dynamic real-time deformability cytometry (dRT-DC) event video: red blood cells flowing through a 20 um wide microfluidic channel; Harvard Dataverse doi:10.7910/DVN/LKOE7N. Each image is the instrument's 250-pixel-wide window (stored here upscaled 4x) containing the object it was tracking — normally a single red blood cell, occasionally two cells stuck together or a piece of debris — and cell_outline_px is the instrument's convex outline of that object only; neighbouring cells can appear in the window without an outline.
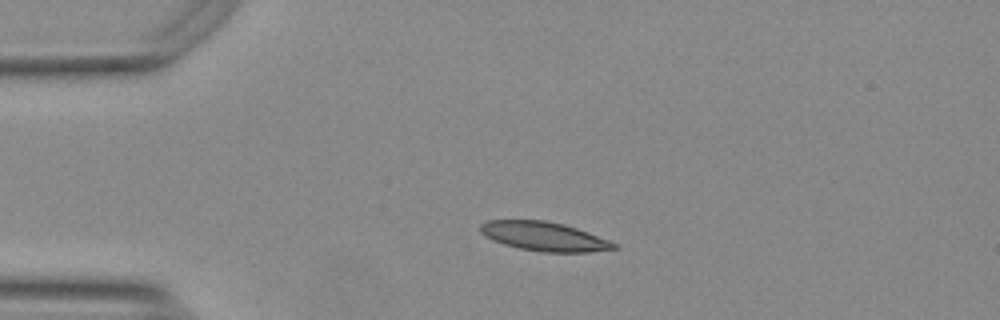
{"species": "Egyptian fruit bat (a non-hibernating species)", "species_latin": "Rousettus aegyptiacus", "temperature_condition": "warm", "stored_images_in_passage": 9, "camera_frame_rate_fps": 3000, "um_per_image_px": 0.085, "animal": {"sex": "female"}, "frame": {"image": 1, "passage_image": 1, "time_ms": 0.0, "image_size_px": [1000, 320], "cell_outline_px": [[620, 248], [588, 252], [540, 252], [520, 248], [504, 244], [492, 240], [484, 236], [480, 232], [480, 224], [488, 220], [544, 220], [564, 224], [576, 228], [608, 240], [616, 244]], "centroid_in_image_um": [46.22, 20.09], "position_along_channel_um": 38.8, "area_um2": 22.54}}
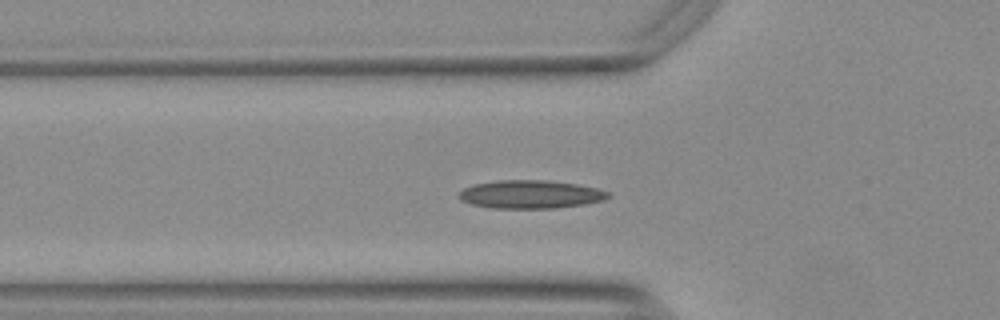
{"frame": {"image": 2, "passage_image": 7, "time_ms": 2.0, "image_size_px": [1000, 320], "cell_outline_px": [[612, 196], [604, 200], [584, 204], [556, 208], [492, 208], [472, 204], [460, 200], [456, 196], [464, 188], [476, 184], [496, 180], [544, 180], [576, 184], [596, 188], [608, 192]], "centroid_in_image_um": [45.08, 16.52], "position_along_channel_um": 80.7, "area_um2": 24.51}}